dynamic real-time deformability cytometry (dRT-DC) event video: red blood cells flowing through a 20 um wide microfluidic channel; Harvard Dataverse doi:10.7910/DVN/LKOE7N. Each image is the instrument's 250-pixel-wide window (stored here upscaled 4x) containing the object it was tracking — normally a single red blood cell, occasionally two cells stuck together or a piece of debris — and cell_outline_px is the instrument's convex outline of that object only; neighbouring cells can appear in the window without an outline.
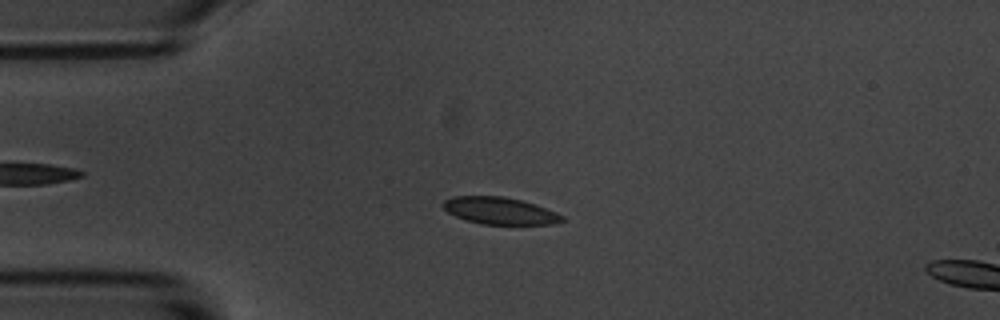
{"species": "common noctule bat (a hibernating species)", "species_latin": "Nyctalus noctula", "temperature_condition": "room temperature", "stored_images_in_passage": 9, "camera_frame_rate_fps": 3000, "um_per_image_px": 0.085, "animal": {"sex": "male", "body_mass_g": 20.1, "forearm_length_mm": 53.5}, "frame": {"image": 1, "passage_image": 4, "time_ms": 3.333, "image_size_px": [1000, 320], "cell_outline_px": [[564, 220], [552, 224], [480, 224], [456, 216], [448, 212], [440, 204], [444, 200], [452, 196], [504, 196], [520, 200], [556, 212], [564, 216]], "centroid_in_image_um": [42.44, 17.91], "position_along_channel_um": 42.6, "area_um2": 18.55}}
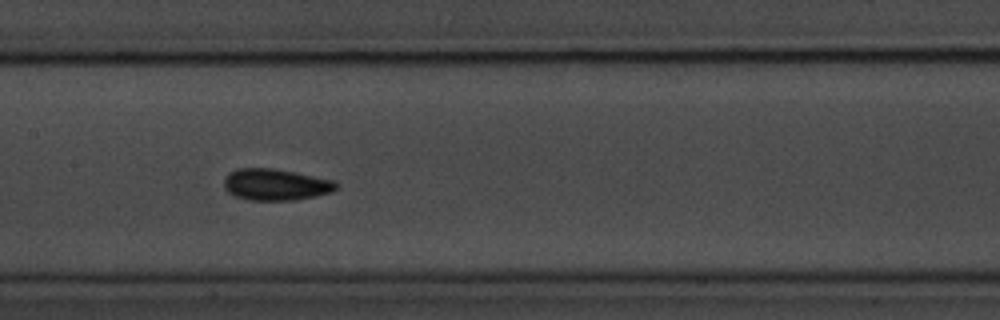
{"frame": {"image": 2, "passage_image": 8, "time_ms": 8.0, "image_size_px": [1000, 320], "cell_outline_px": [[340, 184], [332, 192], [316, 196], [296, 200], [248, 200], [236, 196], [228, 192], [224, 188], [224, 176], [228, 172], [236, 168], [272, 168], [336, 180]], "centroid_in_image_um": [23.43, 15.68], "position_along_channel_um": 184.0, "area_um2": 20.87}}
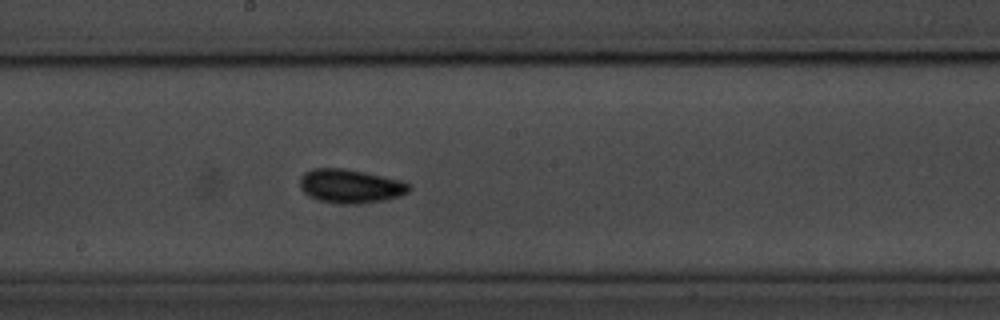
{"frame": {"image": 3, "passage_image": 9, "time_ms": 9.0, "image_size_px": [1000, 320], "cell_outline_px": [[412, 188], [408, 192], [400, 196], [384, 200], [360, 204], [340, 204], [320, 200], [308, 196], [300, 188], [300, 176], [304, 172], [316, 168], [344, 168], [364, 172], [400, 180], [412, 184]], "centroid_in_image_um": [29.79, 15.82], "position_along_channel_um": 218.4, "area_um2": 21.68}}